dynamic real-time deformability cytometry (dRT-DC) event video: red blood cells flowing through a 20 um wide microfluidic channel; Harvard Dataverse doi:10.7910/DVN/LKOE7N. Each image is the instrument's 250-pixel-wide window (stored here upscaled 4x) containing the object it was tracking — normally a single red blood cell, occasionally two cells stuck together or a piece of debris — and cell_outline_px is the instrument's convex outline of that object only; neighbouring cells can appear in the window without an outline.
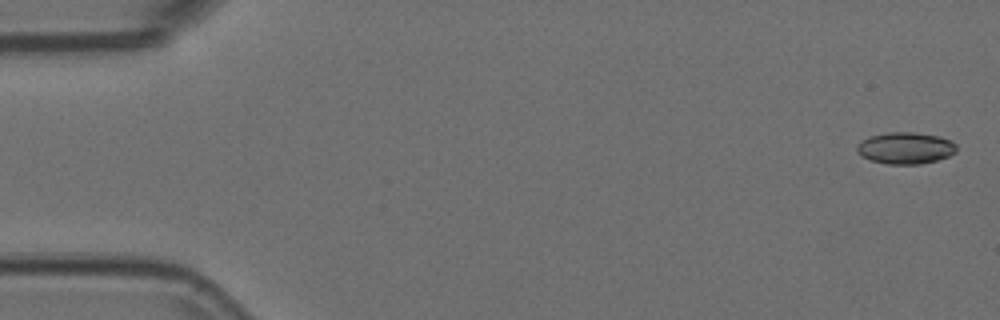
{"species": "Egyptian fruit bat (a non-hibernating species)", "species_latin": "Rousettus aegyptiacus", "temperature_condition": "room temperature", "stored_images_in_passage": 4, "camera_frame_rate_fps": 3000, "um_per_image_px": 0.085, "animal": {"sex": "female"}, "frame": {"image": 1, "passage_image": 1, "time_ms": 0.0, "image_size_px": [1000, 320], "cell_outline_px": [[956, 152], [948, 156], [936, 160], [920, 164], [888, 164], [872, 160], [860, 156], [856, 152], [856, 148], [864, 140], [872, 136], [888, 132], [912, 132], [936, 136], [948, 140], [956, 144]], "centroid_in_image_um": [76.96, 12.59], "position_along_channel_um": 8.0, "area_um2": 18.03}}
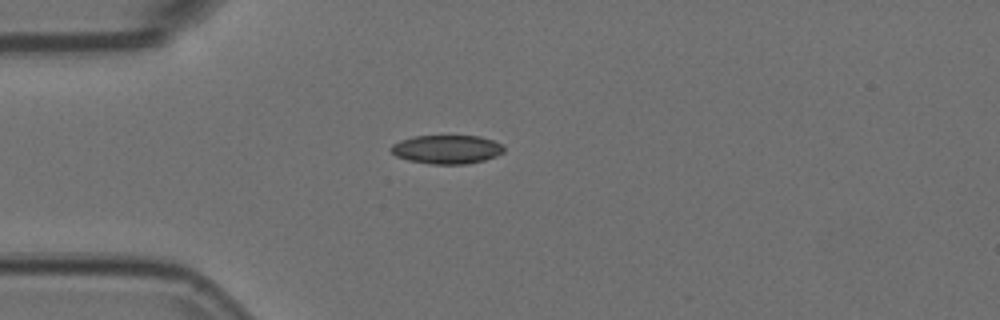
{"frame": {"image": 2, "passage_image": 4, "time_ms": 1.0, "image_size_px": [1000, 320], "cell_outline_px": [[504, 152], [496, 156], [484, 160], [464, 164], [432, 164], [408, 160], [396, 156], [388, 148], [392, 144], [400, 140], [412, 136], [480, 136], [504, 144]], "centroid_in_image_um": [37.97, 12.69], "position_along_channel_um": 47.0, "area_um2": 19.02}}